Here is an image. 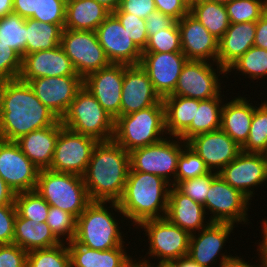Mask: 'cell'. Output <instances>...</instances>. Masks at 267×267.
Masks as SVG:
<instances>
[{
    "instance_id": "obj_50",
    "label": "cell",
    "mask_w": 267,
    "mask_h": 267,
    "mask_svg": "<svg viewBox=\"0 0 267 267\" xmlns=\"http://www.w3.org/2000/svg\"><path fill=\"white\" fill-rule=\"evenodd\" d=\"M28 252L16 244L0 245V267H26Z\"/></svg>"
},
{
    "instance_id": "obj_10",
    "label": "cell",
    "mask_w": 267,
    "mask_h": 267,
    "mask_svg": "<svg viewBox=\"0 0 267 267\" xmlns=\"http://www.w3.org/2000/svg\"><path fill=\"white\" fill-rule=\"evenodd\" d=\"M249 200L241 191L225 182L218 173L211 171V185L203 205L205 211L208 209L213 215L209 217L210 222L246 223Z\"/></svg>"
},
{
    "instance_id": "obj_64",
    "label": "cell",
    "mask_w": 267,
    "mask_h": 267,
    "mask_svg": "<svg viewBox=\"0 0 267 267\" xmlns=\"http://www.w3.org/2000/svg\"><path fill=\"white\" fill-rule=\"evenodd\" d=\"M261 154L264 156V158L267 161V144H266V147H265L264 151Z\"/></svg>"
},
{
    "instance_id": "obj_30",
    "label": "cell",
    "mask_w": 267,
    "mask_h": 267,
    "mask_svg": "<svg viewBox=\"0 0 267 267\" xmlns=\"http://www.w3.org/2000/svg\"><path fill=\"white\" fill-rule=\"evenodd\" d=\"M62 243L45 222L37 223L33 220L16 215L13 244L29 252L35 249L50 248Z\"/></svg>"
},
{
    "instance_id": "obj_5",
    "label": "cell",
    "mask_w": 267,
    "mask_h": 267,
    "mask_svg": "<svg viewBox=\"0 0 267 267\" xmlns=\"http://www.w3.org/2000/svg\"><path fill=\"white\" fill-rule=\"evenodd\" d=\"M50 205L72 214L76 219L91 202L83 176L41 169L35 189Z\"/></svg>"
},
{
    "instance_id": "obj_57",
    "label": "cell",
    "mask_w": 267,
    "mask_h": 267,
    "mask_svg": "<svg viewBox=\"0 0 267 267\" xmlns=\"http://www.w3.org/2000/svg\"><path fill=\"white\" fill-rule=\"evenodd\" d=\"M221 261L219 266L220 267H259L255 266V265H250V263L245 262L242 258H240L239 256H230V255H225V254H221Z\"/></svg>"
},
{
    "instance_id": "obj_33",
    "label": "cell",
    "mask_w": 267,
    "mask_h": 267,
    "mask_svg": "<svg viewBox=\"0 0 267 267\" xmlns=\"http://www.w3.org/2000/svg\"><path fill=\"white\" fill-rule=\"evenodd\" d=\"M221 97L223 96L219 95L218 97L199 100V107H196L195 118L179 139L187 142L196 135L220 129L223 107Z\"/></svg>"
},
{
    "instance_id": "obj_29",
    "label": "cell",
    "mask_w": 267,
    "mask_h": 267,
    "mask_svg": "<svg viewBox=\"0 0 267 267\" xmlns=\"http://www.w3.org/2000/svg\"><path fill=\"white\" fill-rule=\"evenodd\" d=\"M244 97H237L223 104L221 129L242 147L249 136L255 107Z\"/></svg>"
},
{
    "instance_id": "obj_44",
    "label": "cell",
    "mask_w": 267,
    "mask_h": 267,
    "mask_svg": "<svg viewBox=\"0 0 267 267\" xmlns=\"http://www.w3.org/2000/svg\"><path fill=\"white\" fill-rule=\"evenodd\" d=\"M46 223L60 241L64 242V240L61 239L62 236H64V238L66 237V242L74 240L77 219L72 214L63 211L58 207L50 206Z\"/></svg>"
},
{
    "instance_id": "obj_46",
    "label": "cell",
    "mask_w": 267,
    "mask_h": 267,
    "mask_svg": "<svg viewBox=\"0 0 267 267\" xmlns=\"http://www.w3.org/2000/svg\"><path fill=\"white\" fill-rule=\"evenodd\" d=\"M22 57L10 46L0 42V86L6 81L18 79Z\"/></svg>"
},
{
    "instance_id": "obj_53",
    "label": "cell",
    "mask_w": 267,
    "mask_h": 267,
    "mask_svg": "<svg viewBox=\"0 0 267 267\" xmlns=\"http://www.w3.org/2000/svg\"><path fill=\"white\" fill-rule=\"evenodd\" d=\"M145 20L148 38L159 30L169 28L176 21L171 16L157 10L147 16Z\"/></svg>"
},
{
    "instance_id": "obj_11",
    "label": "cell",
    "mask_w": 267,
    "mask_h": 267,
    "mask_svg": "<svg viewBox=\"0 0 267 267\" xmlns=\"http://www.w3.org/2000/svg\"><path fill=\"white\" fill-rule=\"evenodd\" d=\"M97 143L98 141L92 137L64 127L60 121L53 160L48 169L83 176Z\"/></svg>"
},
{
    "instance_id": "obj_34",
    "label": "cell",
    "mask_w": 267,
    "mask_h": 267,
    "mask_svg": "<svg viewBox=\"0 0 267 267\" xmlns=\"http://www.w3.org/2000/svg\"><path fill=\"white\" fill-rule=\"evenodd\" d=\"M190 13L218 40L231 24L224 4L196 0L190 5Z\"/></svg>"
},
{
    "instance_id": "obj_42",
    "label": "cell",
    "mask_w": 267,
    "mask_h": 267,
    "mask_svg": "<svg viewBox=\"0 0 267 267\" xmlns=\"http://www.w3.org/2000/svg\"><path fill=\"white\" fill-rule=\"evenodd\" d=\"M209 172L204 161L185 142V147L178 158L175 186L181 181L204 176Z\"/></svg>"
},
{
    "instance_id": "obj_23",
    "label": "cell",
    "mask_w": 267,
    "mask_h": 267,
    "mask_svg": "<svg viewBox=\"0 0 267 267\" xmlns=\"http://www.w3.org/2000/svg\"><path fill=\"white\" fill-rule=\"evenodd\" d=\"M79 76L61 45L22 57L19 79L29 82L40 77Z\"/></svg>"
},
{
    "instance_id": "obj_58",
    "label": "cell",
    "mask_w": 267,
    "mask_h": 267,
    "mask_svg": "<svg viewBox=\"0 0 267 267\" xmlns=\"http://www.w3.org/2000/svg\"><path fill=\"white\" fill-rule=\"evenodd\" d=\"M262 233H263V241L262 242H259V246H258V251L260 252L259 254V258L260 259V267H267V220H263L262 221ZM261 243V244H260Z\"/></svg>"
},
{
    "instance_id": "obj_27",
    "label": "cell",
    "mask_w": 267,
    "mask_h": 267,
    "mask_svg": "<svg viewBox=\"0 0 267 267\" xmlns=\"http://www.w3.org/2000/svg\"><path fill=\"white\" fill-rule=\"evenodd\" d=\"M60 132V121L52 126L34 130L15 142L25 156L40 170L51 166L56 142Z\"/></svg>"
},
{
    "instance_id": "obj_38",
    "label": "cell",
    "mask_w": 267,
    "mask_h": 267,
    "mask_svg": "<svg viewBox=\"0 0 267 267\" xmlns=\"http://www.w3.org/2000/svg\"><path fill=\"white\" fill-rule=\"evenodd\" d=\"M267 144V100L256 107L251 120L246 143L241 147L246 153H262Z\"/></svg>"
},
{
    "instance_id": "obj_63",
    "label": "cell",
    "mask_w": 267,
    "mask_h": 267,
    "mask_svg": "<svg viewBox=\"0 0 267 267\" xmlns=\"http://www.w3.org/2000/svg\"><path fill=\"white\" fill-rule=\"evenodd\" d=\"M207 1H212V2H216V3H219V4H228L229 2L233 1V0H207Z\"/></svg>"
},
{
    "instance_id": "obj_7",
    "label": "cell",
    "mask_w": 267,
    "mask_h": 267,
    "mask_svg": "<svg viewBox=\"0 0 267 267\" xmlns=\"http://www.w3.org/2000/svg\"><path fill=\"white\" fill-rule=\"evenodd\" d=\"M103 201H91L79 215L74 241L90 249L106 251L124 245L117 219Z\"/></svg>"
},
{
    "instance_id": "obj_59",
    "label": "cell",
    "mask_w": 267,
    "mask_h": 267,
    "mask_svg": "<svg viewBox=\"0 0 267 267\" xmlns=\"http://www.w3.org/2000/svg\"><path fill=\"white\" fill-rule=\"evenodd\" d=\"M136 265L139 267H177L174 261H159L158 265L153 266L149 261L145 260V258L144 260L136 261Z\"/></svg>"
},
{
    "instance_id": "obj_19",
    "label": "cell",
    "mask_w": 267,
    "mask_h": 267,
    "mask_svg": "<svg viewBox=\"0 0 267 267\" xmlns=\"http://www.w3.org/2000/svg\"><path fill=\"white\" fill-rule=\"evenodd\" d=\"M218 174L230 186L241 191L251 200L254 195V189L252 191L251 186L254 188L267 181V161L261 153L242 151Z\"/></svg>"
},
{
    "instance_id": "obj_45",
    "label": "cell",
    "mask_w": 267,
    "mask_h": 267,
    "mask_svg": "<svg viewBox=\"0 0 267 267\" xmlns=\"http://www.w3.org/2000/svg\"><path fill=\"white\" fill-rule=\"evenodd\" d=\"M127 31L131 40L143 51L148 42L146 20L132 13L123 12L120 8L113 12Z\"/></svg>"
},
{
    "instance_id": "obj_4",
    "label": "cell",
    "mask_w": 267,
    "mask_h": 267,
    "mask_svg": "<svg viewBox=\"0 0 267 267\" xmlns=\"http://www.w3.org/2000/svg\"><path fill=\"white\" fill-rule=\"evenodd\" d=\"M165 108L163 103L119 116L115 119L112 140L127 152L155 144L164 139ZM163 136V138H162Z\"/></svg>"
},
{
    "instance_id": "obj_62",
    "label": "cell",
    "mask_w": 267,
    "mask_h": 267,
    "mask_svg": "<svg viewBox=\"0 0 267 267\" xmlns=\"http://www.w3.org/2000/svg\"><path fill=\"white\" fill-rule=\"evenodd\" d=\"M177 267H203L193 261L189 256H184L174 261Z\"/></svg>"
},
{
    "instance_id": "obj_35",
    "label": "cell",
    "mask_w": 267,
    "mask_h": 267,
    "mask_svg": "<svg viewBox=\"0 0 267 267\" xmlns=\"http://www.w3.org/2000/svg\"><path fill=\"white\" fill-rule=\"evenodd\" d=\"M26 54L48 50L61 44L63 29L58 24L26 18Z\"/></svg>"
},
{
    "instance_id": "obj_18",
    "label": "cell",
    "mask_w": 267,
    "mask_h": 267,
    "mask_svg": "<svg viewBox=\"0 0 267 267\" xmlns=\"http://www.w3.org/2000/svg\"><path fill=\"white\" fill-rule=\"evenodd\" d=\"M42 104L61 120L83 86L80 76L40 77L28 82Z\"/></svg>"
},
{
    "instance_id": "obj_24",
    "label": "cell",
    "mask_w": 267,
    "mask_h": 267,
    "mask_svg": "<svg viewBox=\"0 0 267 267\" xmlns=\"http://www.w3.org/2000/svg\"><path fill=\"white\" fill-rule=\"evenodd\" d=\"M234 227V224L230 223L211 222L201 229L202 233L191 234L188 256L200 266L210 267L217 260L216 256H219Z\"/></svg>"
},
{
    "instance_id": "obj_6",
    "label": "cell",
    "mask_w": 267,
    "mask_h": 267,
    "mask_svg": "<svg viewBox=\"0 0 267 267\" xmlns=\"http://www.w3.org/2000/svg\"><path fill=\"white\" fill-rule=\"evenodd\" d=\"M60 121L64 127L92 137L98 142L110 141L113 138L115 119L84 86L78 90Z\"/></svg>"
},
{
    "instance_id": "obj_17",
    "label": "cell",
    "mask_w": 267,
    "mask_h": 267,
    "mask_svg": "<svg viewBox=\"0 0 267 267\" xmlns=\"http://www.w3.org/2000/svg\"><path fill=\"white\" fill-rule=\"evenodd\" d=\"M187 60L183 52H142L140 66L147 72L155 92L163 99L173 94Z\"/></svg>"
},
{
    "instance_id": "obj_9",
    "label": "cell",
    "mask_w": 267,
    "mask_h": 267,
    "mask_svg": "<svg viewBox=\"0 0 267 267\" xmlns=\"http://www.w3.org/2000/svg\"><path fill=\"white\" fill-rule=\"evenodd\" d=\"M60 45L82 79L110 64L95 31L63 29Z\"/></svg>"
},
{
    "instance_id": "obj_37",
    "label": "cell",
    "mask_w": 267,
    "mask_h": 267,
    "mask_svg": "<svg viewBox=\"0 0 267 267\" xmlns=\"http://www.w3.org/2000/svg\"><path fill=\"white\" fill-rule=\"evenodd\" d=\"M232 69L249 75L253 80L267 76V49L252 46L227 68L226 74Z\"/></svg>"
},
{
    "instance_id": "obj_43",
    "label": "cell",
    "mask_w": 267,
    "mask_h": 267,
    "mask_svg": "<svg viewBox=\"0 0 267 267\" xmlns=\"http://www.w3.org/2000/svg\"><path fill=\"white\" fill-rule=\"evenodd\" d=\"M142 52H182L180 31L177 21L169 28L159 30V32L151 35Z\"/></svg>"
},
{
    "instance_id": "obj_20",
    "label": "cell",
    "mask_w": 267,
    "mask_h": 267,
    "mask_svg": "<svg viewBox=\"0 0 267 267\" xmlns=\"http://www.w3.org/2000/svg\"><path fill=\"white\" fill-rule=\"evenodd\" d=\"M186 143L199 155L206 167L210 171L216 169V173L220 172L242 152L241 147L221 128L196 135Z\"/></svg>"
},
{
    "instance_id": "obj_54",
    "label": "cell",
    "mask_w": 267,
    "mask_h": 267,
    "mask_svg": "<svg viewBox=\"0 0 267 267\" xmlns=\"http://www.w3.org/2000/svg\"><path fill=\"white\" fill-rule=\"evenodd\" d=\"M40 0H13V13L22 18L39 16Z\"/></svg>"
},
{
    "instance_id": "obj_52",
    "label": "cell",
    "mask_w": 267,
    "mask_h": 267,
    "mask_svg": "<svg viewBox=\"0 0 267 267\" xmlns=\"http://www.w3.org/2000/svg\"><path fill=\"white\" fill-rule=\"evenodd\" d=\"M119 8L142 19L156 11L154 0H122Z\"/></svg>"
},
{
    "instance_id": "obj_28",
    "label": "cell",
    "mask_w": 267,
    "mask_h": 267,
    "mask_svg": "<svg viewBox=\"0 0 267 267\" xmlns=\"http://www.w3.org/2000/svg\"><path fill=\"white\" fill-rule=\"evenodd\" d=\"M71 267H135L136 260L127 255L124 245L106 251L90 249L74 240L67 243Z\"/></svg>"
},
{
    "instance_id": "obj_36",
    "label": "cell",
    "mask_w": 267,
    "mask_h": 267,
    "mask_svg": "<svg viewBox=\"0 0 267 267\" xmlns=\"http://www.w3.org/2000/svg\"><path fill=\"white\" fill-rule=\"evenodd\" d=\"M25 18L11 13L0 18V42L13 48L21 57L26 55Z\"/></svg>"
},
{
    "instance_id": "obj_2",
    "label": "cell",
    "mask_w": 267,
    "mask_h": 267,
    "mask_svg": "<svg viewBox=\"0 0 267 267\" xmlns=\"http://www.w3.org/2000/svg\"><path fill=\"white\" fill-rule=\"evenodd\" d=\"M130 169V154L113 140L98 142L83 175L90 201L118 202Z\"/></svg>"
},
{
    "instance_id": "obj_40",
    "label": "cell",
    "mask_w": 267,
    "mask_h": 267,
    "mask_svg": "<svg viewBox=\"0 0 267 267\" xmlns=\"http://www.w3.org/2000/svg\"><path fill=\"white\" fill-rule=\"evenodd\" d=\"M64 244L66 242L50 248L29 251L26 267H71L68 246Z\"/></svg>"
},
{
    "instance_id": "obj_15",
    "label": "cell",
    "mask_w": 267,
    "mask_h": 267,
    "mask_svg": "<svg viewBox=\"0 0 267 267\" xmlns=\"http://www.w3.org/2000/svg\"><path fill=\"white\" fill-rule=\"evenodd\" d=\"M124 64L110 63L107 67L90 73L83 86L96 98L102 108L113 118L121 116Z\"/></svg>"
},
{
    "instance_id": "obj_61",
    "label": "cell",
    "mask_w": 267,
    "mask_h": 267,
    "mask_svg": "<svg viewBox=\"0 0 267 267\" xmlns=\"http://www.w3.org/2000/svg\"><path fill=\"white\" fill-rule=\"evenodd\" d=\"M95 1L103 5L106 9H108L111 13H113L120 7L122 0H95Z\"/></svg>"
},
{
    "instance_id": "obj_22",
    "label": "cell",
    "mask_w": 267,
    "mask_h": 267,
    "mask_svg": "<svg viewBox=\"0 0 267 267\" xmlns=\"http://www.w3.org/2000/svg\"><path fill=\"white\" fill-rule=\"evenodd\" d=\"M163 103L147 72L139 65H124L121 116Z\"/></svg>"
},
{
    "instance_id": "obj_41",
    "label": "cell",
    "mask_w": 267,
    "mask_h": 267,
    "mask_svg": "<svg viewBox=\"0 0 267 267\" xmlns=\"http://www.w3.org/2000/svg\"><path fill=\"white\" fill-rule=\"evenodd\" d=\"M230 23L256 22L266 11V0H233L225 5Z\"/></svg>"
},
{
    "instance_id": "obj_47",
    "label": "cell",
    "mask_w": 267,
    "mask_h": 267,
    "mask_svg": "<svg viewBox=\"0 0 267 267\" xmlns=\"http://www.w3.org/2000/svg\"><path fill=\"white\" fill-rule=\"evenodd\" d=\"M66 3L67 0H40L39 16H31L30 18L38 20L39 22L58 24L64 29Z\"/></svg>"
},
{
    "instance_id": "obj_60",
    "label": "cell",
    "mask_w": 267,
    "mask_h": 267,
    "mask_svg": "<svg viewBox=\"0 0 267 267\" xmlns=\"http://www.w3.org/2000/svg\"><path fill=\"white\" fill-rule=\"evenodd\" d=\"M13 13V0H0V18Z\"/></svg>"
},
{
    "instance_id": "obj_3",
    "label": "cell",
    "mask_w": 267,
    "mask_h": 267,
    "mask_svg": "<svg viewBox=\"0 0 267 267\" xmlns=\"http://www.w3.org/2000/svg\"><path fill=\"white\" fill-rule=\"evenodd\" d=\"M170 186L160 176L129 171L121 199L108 203L115 212L133 220L132 224L139 225L145 220L165 217Z\"/></svg>"
},
{
    "instance_id": "obj_31",
    "label": "cell",
    "mask_w": 267,
    "mask_h": 267,
    "mask_svg": "<svg viewBox=\"0 0 267 267\" xmlns=\"http://www.w3.org/2000/svg\"><path fill=\"white\" fill-rule=\"evenodd\" d=\"M110 14L95 0H67L64 29L95 31Z\"/></svg>"
},
{
    "instance_id": "obj_1",
    "label": "cell",
    "mask_w": 267,
    "mask_h": 267,
    "mask_svg": "<svg viewBox=\"0 0 267 267\" xmlns=\"http://www.w3.org/2000/svg\"><path fill=\"white\" fill-rule=\"evenodd\" d=\"M60 120L41 103L27 82L14 79L0 86V139L16 141Z\"/></svg>"
},
{
    "instance_id": "obj_25",
    "label": "cell",
    "mask_w": 267,
    "mask_h": 267,
    "mask_svg": "<svg viewBox=\"0 0 267 267\" xmlns=\"http://www.w3.org/2000/svg\"><path fill=\"white\" fill-rule=\"evenodd\" d=\"M206 211L202 204L181 193L175 186H170L165 217L174 225L196 234L211 222L204 224ZM195 230V231H194Z\"/></svg>"
},
{
    "instance_id": "obj_48",
    "label": "cell",
    "mask_w": 267,
    "mask_h": 267,
    "mask_svg": "<svg viewBox=\"0 0 267 267\" xmlns=\"http://www.w3.org/2000/svg\"><path fill=\"white\" fill-rule=\"evenodd\" d=\"M210 185L211 171L204 176L181 181L175 187L195 202L204 205Z\"/></svg>"
},
{
    "instance_id": "obj_21",
    "label": "cell",
    "mask_w": 267,
    "mask_h": 267,
    "mask_svg": "<svg viewBox=\"0 0 267 267\" xmlns=\"http://www.w3.org/2000/svg\"><path fill=\"white\" fill-rule=\"evenodd\" d=\"M181 50L188 60H202L217 65L219 40L202 25L190 12L177 21Z\"/></svg>"
},
{
    "instance_id": "obj_8",
    "label": "cell",
    "mask_w": 267,
    "mask_h": 267,
    "mask_svg": "<svg viewBox=\"0 0 267 267\" xmlns=\"http://www.w3.org/2000/svg\"><path fill=\"white\" fill-rule=\"evenodd\" d=\"M178 140L164 138L155 144L132 150L129 152V171L151 173L162 177L168 183L171 181L170 185L175 186L178 158L185 146L184 141L180 139V143ZM171 174L174 182L169 178Z\"/></svg>"
},
{
    "instance_id": "obj_13",
    "label": "cell",
    "mask_w": 267,
    "mask_h": 267,
    "mask_svg": "<svg viewBox=\"0 0 267 267\" xmlns=\"http://www.w3.org/2000/svg\"><path fill=\"white\" fill-rule=\"evenodd\" d=\"M39 170L15 141L0 139V176L15 193L34 191Z\"/></svg>"
},
{
    "instance_id": "obj_12",
    "label": "cell",
    "mask_w": 267,
    "mask_h": 267,
    "mask_svg": "<svg viewBox=\"0 0 267 267\" xmlns=\"http://www.w3.org/2000/svg\"><path fill=\"white\" fill-rule=\"evenodd\" d=\"M136 226L145 229L150 257H158L160 261H175L188 256L190 234L166 217L145 220Z\"/></svg>"
},
{
    "instance_id": "obj_32",
    "label": "cell",
    "mask_w": 267,
    "mask_h": 267,
    "mask_svg": "<svg viewBox=\"0 0 267 267\" xmlns=\"http://www.w3.org/2000/svg\"><path fill=\"white\" fill-rule=\"evenodd\" d=\"M165 108V128L169 135L179 138L195 118L199 100L169 95L162 99Z\"/></svg>"
},
{
    "instance_id": "obj_39",
    "label": "cell",
    "mask_w": 267,
    "mask_h": 267,
    "mask_svg": "<svg viewBox=\"0 0 267 267\" xmlns=\"http://www.w3.org/2000/svg\"><path fill=\"white\" fill-rule=\"evenodd\" d=\"M15 205L17 213L22 218H27L37 223L47 220L50 205L36 190L16 193Z\"/></svg>"
},
{
    "instance_id": "obj_49",
    "label": "cell",
    "mask_w": 267,
    "mask_h": 267,
    "mask_svg": "<svg viewBox=\"0 0 267 267\" xmlns=\"http://www.w3.org/2000/svg\"><path fill=\"white\" fill-rule=\"evenodd\" d=\"M16 215V205L0 206V245L13 243Z\"/></svg>"
},
{
    "instance_id": "obj_55",
    "label": "cell",
    "mask_w": 267,
    "mask_h": 267,
    "mask_svg": "<svg viewBox=\"0 0 267 267\" xmlns=\"http://www.w3.org/2000/svg\"><path fill=\"white\" fill-rule=\"evenodd\" d=\"M254 46L267 49V11L256 21Z\"/></svg>"
},
{
    "instance_id": "obj_16",
    "label": "cell",
    "mask_w": 267,
    "mask_h": 267,
    "mask_svg": "<svg viewBox=\"0 0 267 267\" xmlns=\"http://www.w3.org/2000/svg\"><path fill=\"white\" fill-rule=\"evenodd\" d=\"M212 66L214 63L212 65L208 61L187 60L172 95L198 100L218 97L221 93L220 79Z\"/></svg>"
},
{
    "instance_id": "obj_51",
    "label": "cell",
    "mask_w": 267,
    "mask_h": 267,
    "mask_svg": "<svg viewBox=\"0 0 267 267\" xmlns=\"http://www.w3.org/2000/svg\"><path fill=\"white\" fill-rule=\"evenodd\" d=\"M156 10L171 16L176 21L190 12V4L186 0H154Z\"/></svg>"
},
{
    "instance_id": "obj_26",
    "label": "cell",
    "mask_w": 267,
    "mask_h": 267,
    "mask_svg": "<svg viewBox=\"0 0 267 267\" xmlns=\"http://www.w3.org/2000/svg\"><path fill=\"white\" fill-rule=\"evenodd\" d=\"M256 22L231 23L219 40L217 72L225 74L227 68L254 46ZM219 68V69H218Z\"/></svg>"
},
{
    "instance_id": "obj_14",
    "label": "cell",
    "mask_w": 267,
    "mask_h": 267,
    "mask_svg": "<svg viewBox=\"0 0 267 267\" xmlns=\"http://www.w3.org/2000/svg\"><path fill=\"white\" fill-rule=\"evenodd\" d=\"M110 63L139 65L142 51L131 40L119 19L111 13L95 30Z\"/></svg>"
},
{
    "instance_id": "obj_56",
    "label": "cell",
    "mask_w": 267,
    "mask_h": 267,
    "mask_svg": "<svg viewBox=\"0 0 267 267\" xmlns=\"http://www.w3.org/2000/svg\"><path fill=\"white\" fill-rule=\"evenodd\" d=\"M15 191L0 176V206L15 205Z\"/></svg>"
},
{
    "instance_id": "obj_65",
    "label": "cell",
    "mask_w": 267,
    "mask_h": 267,
    "mask_svg": "<svg viewBox=\"0 0 267 267\" xmlns=\"http://www.w3.org/2000/svg\"><path fill=\"white\" fill-rule=\"evenodd\" d=\"M190 5L196 0H186Z\"/></svg>"
}]
</instances>
